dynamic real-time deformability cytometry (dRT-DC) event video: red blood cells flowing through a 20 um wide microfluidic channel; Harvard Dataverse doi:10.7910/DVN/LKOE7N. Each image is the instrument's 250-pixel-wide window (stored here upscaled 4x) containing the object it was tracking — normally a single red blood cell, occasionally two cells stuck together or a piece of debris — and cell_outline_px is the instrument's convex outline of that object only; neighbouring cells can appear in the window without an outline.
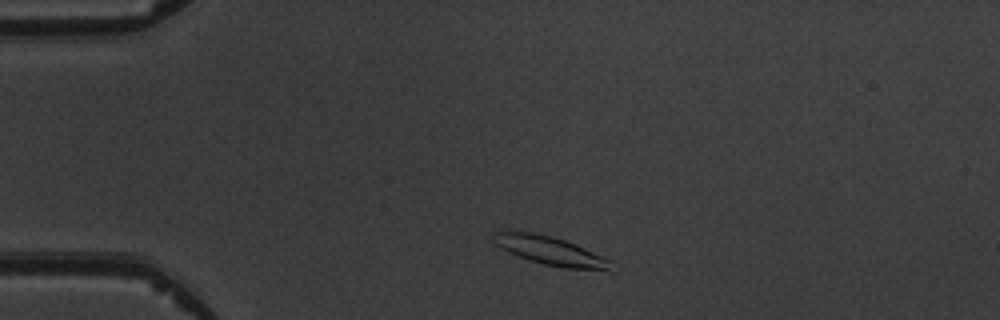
{"species": "common noctule bat (a hibernating species)", "species_latin": "Nyctalus noctula", "temperature_condition": "warm", "stored_images_in_passage": 3, "camera_frame_rate_fps": 3000, "um_per_image_px": 0.085, "animal": {"sex": "male", "body_mass_g": 19.5, "forearm_length_mm": 54.6}, "frame": {"image": 1, "passage_image": 1, "time_ms": 0.0, "image_size_px": [1000, 320], "cell_outline_px": [[616, 272], [608, 272], [564, 268], [544, 264], [528, 260], [508, 252], [496, 244], [492, 240], [492, 232], [532, 232], [552, 236], [576, 244], [612, 260]], "centroid_in_image_um": [46.92, 21.37], "position_along_channel_um": 38.1, "area_um2": 20.06}}
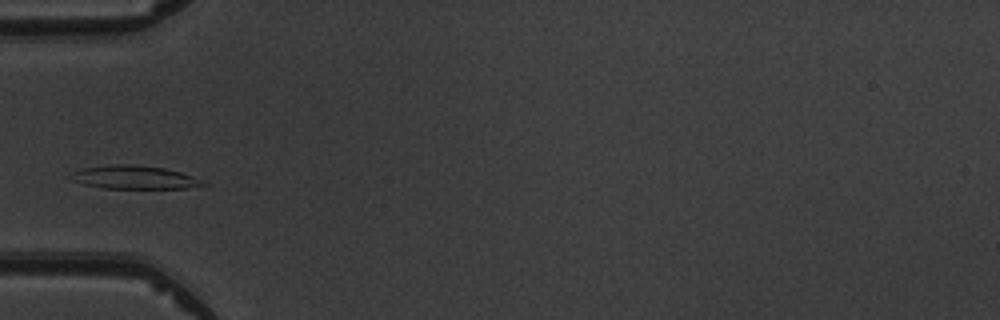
{"frame": {"image": 2, "passage_image": 3, "time_ms": 2.0, "image_size_px": [1000, 320], "cell_outline_px": [[208, 184], [188, 188], [104, 188], [84, 184], [72, 180], [72, 172], [80, 168], [116, 164], [132, 164], [164, 168], [180, 172], [192, 176]], "centroid_in_image_um": [11.4, 15.07], "position_along_channel_um": 73.6, "area_um2": 17.74}}